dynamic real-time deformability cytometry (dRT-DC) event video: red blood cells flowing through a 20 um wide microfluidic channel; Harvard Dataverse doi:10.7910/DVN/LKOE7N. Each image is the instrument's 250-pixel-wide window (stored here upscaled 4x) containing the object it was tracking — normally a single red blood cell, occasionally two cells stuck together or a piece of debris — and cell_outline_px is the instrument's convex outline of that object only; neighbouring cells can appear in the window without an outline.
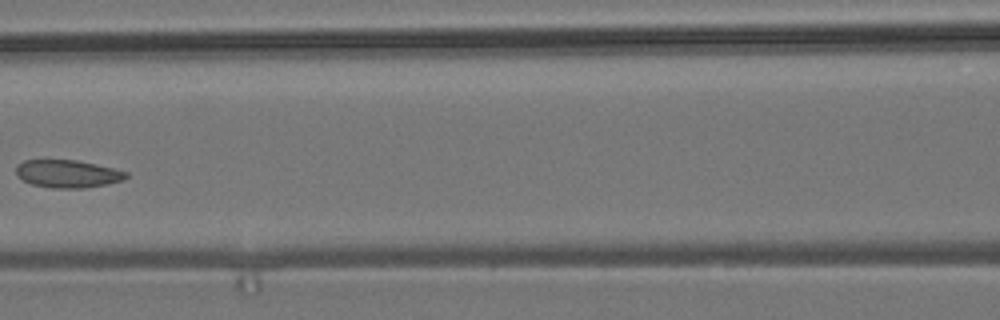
{"species": "common noctule bat (a hibernating species)", "species_latin": "Nyctalus noctula", "temperature_condition": "room temperature", "stored_images_in_passage": 4, "camera_frame_rate_fps": 3000, "um_per_image_px": 0.085, "animal": {"sex": "male", "body_mass_g": 19.2, "forearm_length_mm": 51.8}, "frame": {"image": 1, "passage_image": 4, "time_ms": 4.333, "image_size_px": [1000, 320], "cell_outline_px": [[128, 176], [124, 180], [108, 184], [84, 188], [52, 188], [32, 184], [24, 180], [16, 172], [16, 164], [24, 160], [76, 160], [96, 164], [128, 172]], "centroid_in_image_um": [5.77, 14.77], "position_along_channel_um": 160.8, "area_um2": 17.74}}